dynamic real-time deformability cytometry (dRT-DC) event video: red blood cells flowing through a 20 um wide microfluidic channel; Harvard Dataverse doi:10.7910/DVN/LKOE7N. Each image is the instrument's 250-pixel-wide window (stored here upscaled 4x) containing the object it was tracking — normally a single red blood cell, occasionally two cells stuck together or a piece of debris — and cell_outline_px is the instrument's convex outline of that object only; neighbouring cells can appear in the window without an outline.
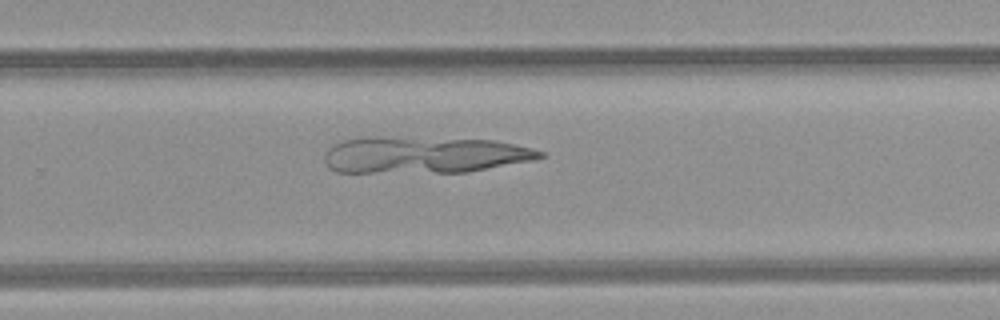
{"species": "common noctule bat (a hibernating species)", "species_latin": "Nyctalus noctula", "temperature_condition": "room temperature", "stored_images_in_passage": 26, "camera_frame_rate_fps": 3000, "um_per_image_px": 0.085, "animal": {"sex": "female", "body_mass_g": 21.9}, "frame": {"image": 1, "passage_image": 19, "time_ms": 6.0, "image_size_px": [1000, 320], "cell_outline_px": [[544, 156], [536, 160], [468, 172], [336, 172], [328, 168], [324, 160], [324, 156], [328, 148], [332, 144], [340, 140], [368, 136], [380, 136], [496, 140], [532, 148], [544, 152]], "centroid_in_image_um": [36.03, 13.15], "position_along_channel_um": 293.8, "area_um2": 46.64}}